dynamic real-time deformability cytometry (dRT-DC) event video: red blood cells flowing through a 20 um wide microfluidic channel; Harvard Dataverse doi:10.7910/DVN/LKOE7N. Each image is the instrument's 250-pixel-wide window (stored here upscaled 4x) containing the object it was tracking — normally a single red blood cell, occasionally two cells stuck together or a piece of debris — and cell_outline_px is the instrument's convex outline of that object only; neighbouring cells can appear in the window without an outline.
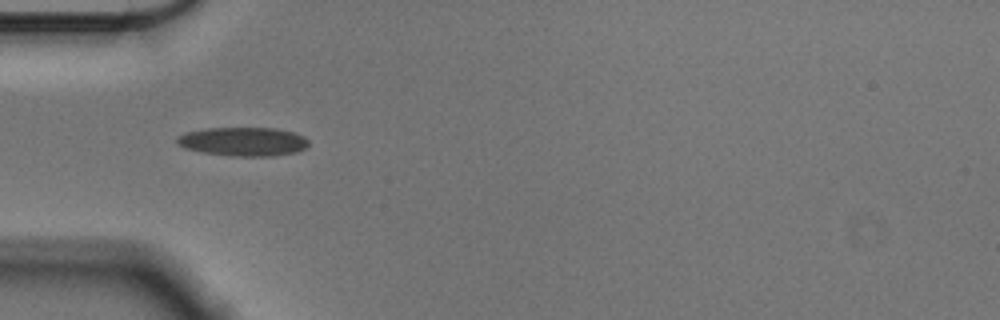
{"species": "Egyptian fruit bat (a non-hibernating species)", "species_latin": "Rousettus aegyptiacus", "temperature_condition": "cold", "stored_images_in_passage": 39, "camera_frame_rate_fps": 3000, "um_per_image_px": 0.085, "animal": {"sex": "male"}, "frame": {"image": 1, "passage_image": 1, "time_ms": 0.0, "image_size_px": [1000, 320], "cell_outline_px": [[308, 144], [304, 148], [296, 152], [272, 156], [232, 156], [204, 152], [188, 148], [180, 144], [176, 140], [176, 136], [184, 132], [208, 128], [276, 128], [292, 132], [304, 136], [308, 140]], "centroid_in_image_um": [20.68, 12.02], "position_along_channel_um": 64.3, "area_um2": 21.91}}
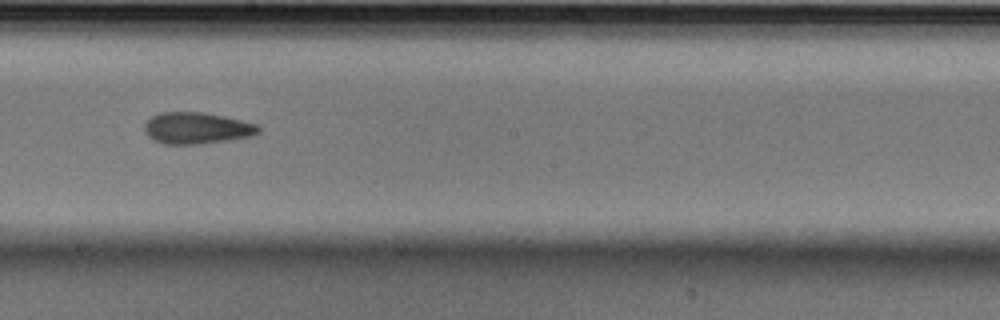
{"frame": {"image": 2, "passage_image": 15, "time_ms": 4.667, "image_size_px": [1000, 320], "cell_outline_px": [[260, 132], [252, 136], [228, 140], [200, 144], [160, 144], [148, 136], [144, 132], [144, 124], [152, 116], [160, 112], [204, 112], [224, 116], [256, 124], [260, 128]], "centroid_in_image_um": [16.7, 10.89], "position_along_channel_um": 231.5, "area_um2": 21.04}}
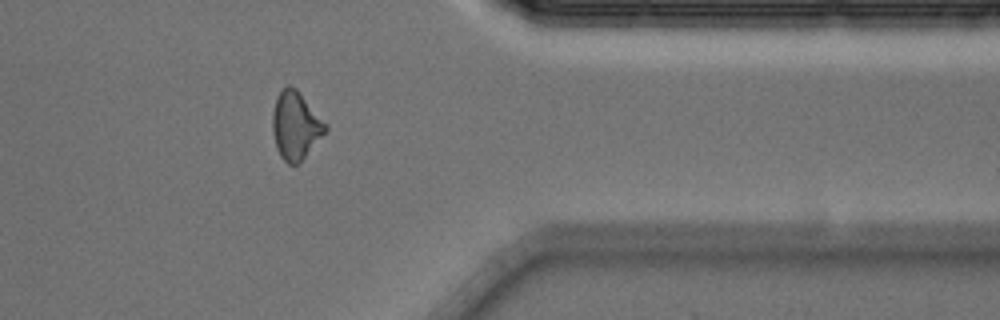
{"frame": {"image": 3, "passage_image": 29, "time_ms": 9.333, "image_size_px": [1000, 320], "cell_outline_px": [[328, 128], [304, 156], [296, 164], [288, 164], [280, 156], [276, 148], [272, 132], [272, 112], [276, 96], [288, 84], [296, 88], [328, 124]], "centroid_in_image_um": [25.1, 10.63], "position_along_channel_um": 386.3, "area_um2": 20.75}, "authors_computed_cell_mechanics": {"area_um2": 20.2878, "velocity_mm_per_s": 3.5857, "shape_relaxation_time_tau1_ms": 7.0398, "shape_relaxation_time_tau2_ms": 4.4664, "deformation_change_tau1": 0.1355, "deformation_change_tau2": 0.1249}}